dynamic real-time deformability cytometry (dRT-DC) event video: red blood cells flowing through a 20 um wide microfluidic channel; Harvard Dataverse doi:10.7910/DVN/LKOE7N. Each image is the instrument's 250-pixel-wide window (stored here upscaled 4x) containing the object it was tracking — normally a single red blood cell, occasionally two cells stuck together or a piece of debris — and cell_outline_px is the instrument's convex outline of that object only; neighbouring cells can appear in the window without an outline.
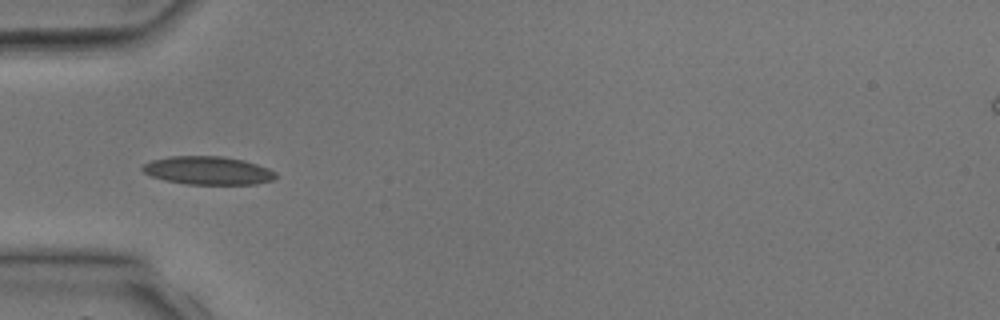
{"species": "common noctule bat (a hibernating species)", "species_latin": "Nyctalus noctula", "temperature_condition": "room temperature", "stored_images_in_passage": 1, "camera_frame_rate_fps": 3000, "um_per_image_px": 0.085, "animal": {"sex": "male", "body_mass_g": 17.9, "forearm_length_mm": 54.2}, "frame": {"image": 1, "passage_image": 1, "time_ms": 0.0, "image_size_px": [1000, 320], "cell_outline_px": [[276, 176], [272, 180], [256, 184], [184, 184], [164, 180], [152, 176], [144, 172], [140, 168], [144, 164], [152, 160], [168, 156], [224, 156], [244, 160], [268, 168], [276, 172]], "centroid_in_image_um": [17.66, 14.49], "position_along_channel_um": 67.3, "area_um2": 21.96}}